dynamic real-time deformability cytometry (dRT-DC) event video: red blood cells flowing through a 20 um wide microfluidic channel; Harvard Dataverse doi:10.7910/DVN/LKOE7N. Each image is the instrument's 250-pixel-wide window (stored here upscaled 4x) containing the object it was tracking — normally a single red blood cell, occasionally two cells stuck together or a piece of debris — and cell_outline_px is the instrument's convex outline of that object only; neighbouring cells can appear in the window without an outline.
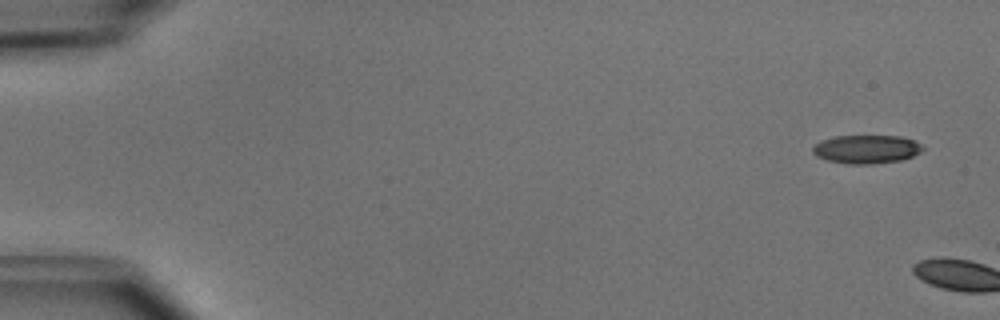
{"species": "common noctule bat (a hibernating species)", "species_latin": "Nyctalus noctula", "temperature_condition": "cold", "stored_images_in_passage": 3, "camera_frame_rate_fps": 3000, "um_per_image_px": 0.085, "animal": {"sex": "male", "body_mass_g": 15.6}, "frame": {"image": 1, "passage_image": 1, "time_ms": 0.0, "image_size_px": [1000, 320], "cell_outline_px": [[924, 148], [920, 152], [912, 156], [900, 160], [872, 164], [848, 164], [828, 160], [816, 156], [812, 152], [812, 148], [820, 140], [836, 136], [900, 136], [916, 140], [924, 144]], "centroid_in_image_um": [73.67, 12.67], "position_along_channel_um": 11.3, "area_um2": 18.38}}